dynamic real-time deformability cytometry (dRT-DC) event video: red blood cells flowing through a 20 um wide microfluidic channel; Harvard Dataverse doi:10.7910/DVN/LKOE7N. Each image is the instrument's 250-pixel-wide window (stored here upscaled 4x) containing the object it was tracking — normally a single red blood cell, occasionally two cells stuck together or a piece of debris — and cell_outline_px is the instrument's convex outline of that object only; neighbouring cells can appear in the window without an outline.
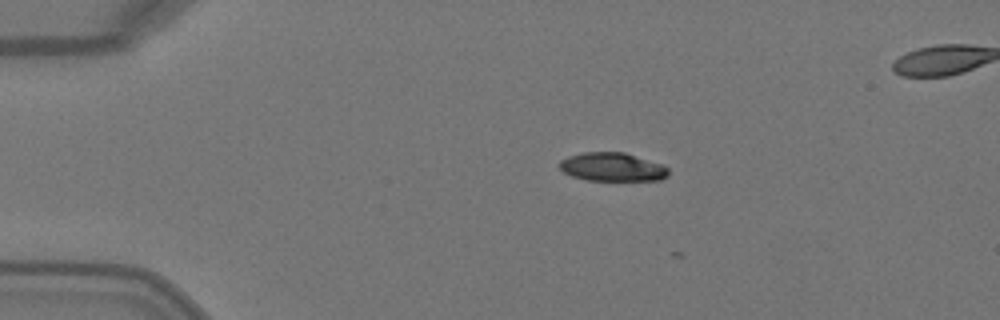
{"species": "Egyptian fruit bat (a non-hibernating species)", "species_latin": "Rousettus aegyptiacus", "temperature_condition": "warm", "stored_images_in_passage": 3, "camera_frame_rate_fps": 3000, "um_per_image_px": 0.085, "animal": {"sex": "female"}, "frame": {"image": 1, "passage_image": 1, "time_ms": 0.0, "image_size_px": [1000, 320], "cell_outline_px": [[668, 176], [660, 180], [588, 180], [572, 176], [564, 172], [560, 168], [560, 160], [568, 156], [584, 152], [624, 152], [664, 164], [668, 168]], "centroid_in_image_um": [52.08, 14.19], "position_along_channel_um": 32.9, "area_um2": 18.15}}